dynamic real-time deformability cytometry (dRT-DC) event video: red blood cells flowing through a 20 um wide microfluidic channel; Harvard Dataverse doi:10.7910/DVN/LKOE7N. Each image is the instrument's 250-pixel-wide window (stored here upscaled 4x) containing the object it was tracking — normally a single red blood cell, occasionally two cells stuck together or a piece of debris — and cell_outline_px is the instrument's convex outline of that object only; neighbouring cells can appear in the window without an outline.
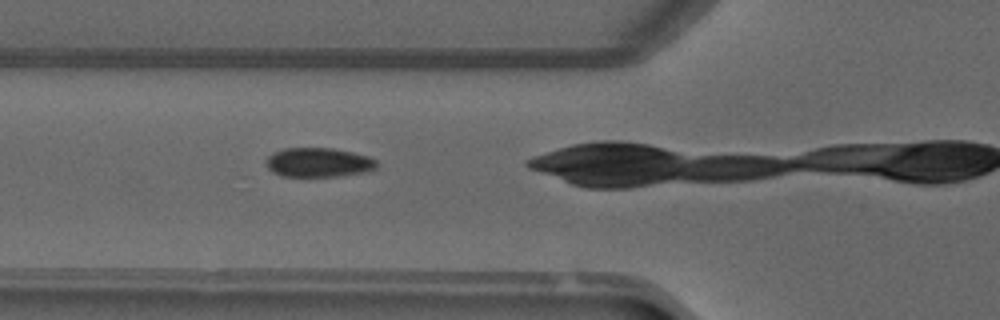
{"species": "common noctule bat (a hibernating species)", "species_latin": "Nyctalus noctula", "temperature_condition": "warm", "stored_images_in_passage": 14, "camera_frame_rate_fps": 3000, "um_per_image_px": 0.085, "animal": {"sex": "male", "forearm_length_mm": 52.5}, "frame": {"image": 1, "passage_image": 7, "time_ms": 2.0, "image_size_px": [1000, 320], "cell_outline_px": [[380, 164], [376, 168], [364, 172], [336, 176], [280, 176], [272, 172], [264, 164], [264, 160], [272, 152], [284, 148], [332, 148], [352, 152], [368, 156], [376, 160]], "centroid_in_image_um": [27.03, 13.8], "position_along_channel_um": 98.8, "area_um2": 19.07}}